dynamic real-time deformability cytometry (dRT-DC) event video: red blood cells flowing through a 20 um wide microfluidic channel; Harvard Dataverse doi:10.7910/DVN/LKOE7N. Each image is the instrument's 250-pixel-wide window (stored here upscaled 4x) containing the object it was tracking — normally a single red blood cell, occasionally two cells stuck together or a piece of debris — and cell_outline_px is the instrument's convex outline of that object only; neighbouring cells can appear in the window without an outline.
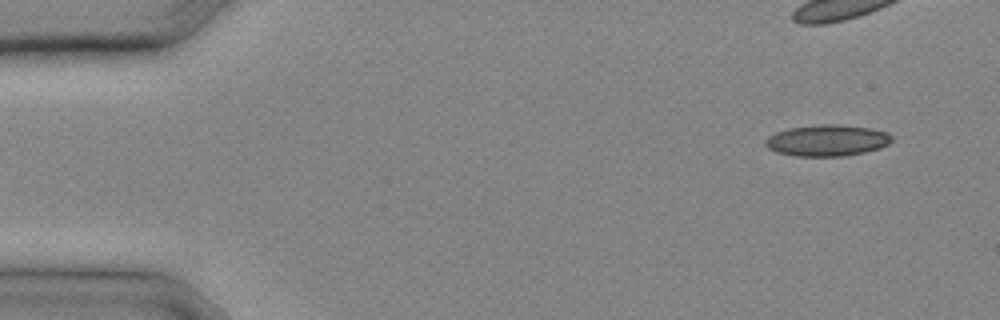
{"species": "common noctule bat (a hibernating species)", "species_latin": "Nyctalus noctula", "temperature_condition": "cold", "stored_images_in_passage": 14, "camera_frame_rate_fps": 3000, "um_per_image_px": 0.085, "animal": {"sex": "male", "body_mass_g": 20.4}, "frame": {"image": 1, "passage_image": 1, "time_ms": 0.0, "image_size_px": [1000, 320], "cell_outline_px": [[892, 140], [888, 144], [880, 148], [864, 152], [844, 156], [796, 156], [776, 152], [768, 148], [764, 144], [764, 140], [768, 136], [776, 132], [788, 128], [820, 124], [836, 124], [872, 128], [888, 132], [892, 136]], "centroid_in_image_um": [70.3, 11.93], "position_along_channel_um": 14.7, "area_um2": 23.24}}
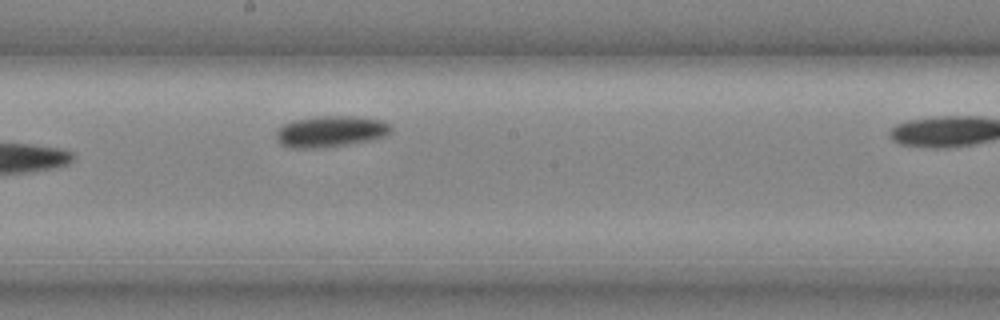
{"frame": {"image": 2, "passage_image": 14, "time_ms": 4.333, "image_size_px": [1000, 320], "cell_outline_px": [[392, 132], [388, 136], [372, 140], [348, 144], [316, 148], [288, 148], [280, 144], [276, 140], [276, 132], [284, 124], [296, 120], [316, 116], [352, 116], [380, 120], [388, 124], [392, 128]], "centroid_in_image_um": [28.11, 11.18], "position_along_channel_um": 220.1, "area_um2": 20.92}}